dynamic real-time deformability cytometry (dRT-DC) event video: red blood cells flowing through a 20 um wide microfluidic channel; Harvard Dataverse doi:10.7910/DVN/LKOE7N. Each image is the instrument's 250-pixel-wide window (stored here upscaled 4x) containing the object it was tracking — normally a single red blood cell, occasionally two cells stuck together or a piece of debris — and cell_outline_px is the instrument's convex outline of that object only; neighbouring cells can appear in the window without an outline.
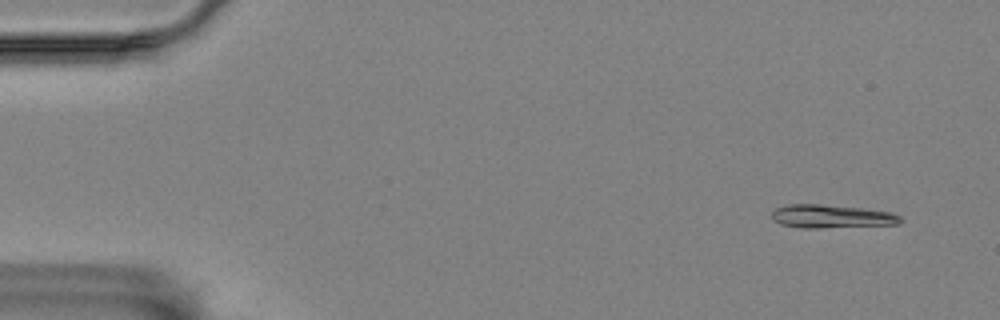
{"species": "Egyptian fruit bat (a non-hibernating species)", "species_latin": "Rousettus aegyptiacus", "temperature_condition": "room temperature", "stored_images_in_passage": 4, "camera_frame_rate_fps": 3000, "um_per_image_px": 0.085, "animal": {"sex": "female"}, "frame": {"image": 1, "passage_image": 1, "time_ms": 0.0, "image_size_px": [1000, 320], "cell_outline_px": [[904, 220], [900, 224], [820, 228], [800, 228], [780, 224], [772, 220], [772, 212], [776, 208], [788, 204], [820, 204], [864, 208], [892, 212], [900, 216]], "centroid_in_image_um": [70.7, 18.39], "position_along_channel_um": 14.3, "area_um2": 17.74}}